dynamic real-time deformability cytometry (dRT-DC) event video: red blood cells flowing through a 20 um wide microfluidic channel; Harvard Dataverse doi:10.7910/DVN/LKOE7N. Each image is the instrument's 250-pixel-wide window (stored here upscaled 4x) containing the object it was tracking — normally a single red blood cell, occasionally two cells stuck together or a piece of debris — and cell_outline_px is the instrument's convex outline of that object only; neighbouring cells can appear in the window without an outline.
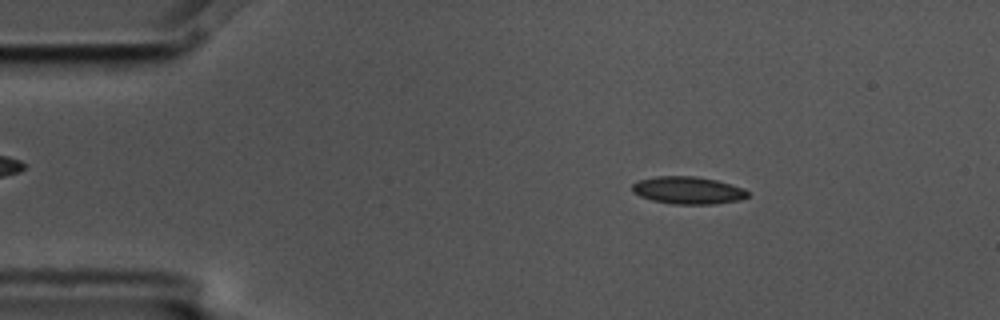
{"species": "common noctule bat (a hibernating species)", "species_latin": "Nyctalus noctula", "temperature_condition": "cold", "stored_images_in_passage": 3, "camera_frame_rate_fps": 3000, "um_per_image_px": 0.085, "animal": {"sex": "male", "body_mass_g": 17.5, "forearm_length_mm": 52.3}, "frame": {"image": 1, "passage_image": 2, "time_ms": 0.333, "image_size_px": [1000, 320], "cell_outline_px": [[748, 196], [740, 200], [712, 204], [676, 204], [652, 200], [640, 196], [632, 192], [632, 184], [640, 180], [656, 176], [696, 176], [716, 180], [744, 188], [748, 192]], "centroid_in_image_um": [58.47, 16.17], "position_along_channel_um": 26.5, "area_um2": 18.38}}